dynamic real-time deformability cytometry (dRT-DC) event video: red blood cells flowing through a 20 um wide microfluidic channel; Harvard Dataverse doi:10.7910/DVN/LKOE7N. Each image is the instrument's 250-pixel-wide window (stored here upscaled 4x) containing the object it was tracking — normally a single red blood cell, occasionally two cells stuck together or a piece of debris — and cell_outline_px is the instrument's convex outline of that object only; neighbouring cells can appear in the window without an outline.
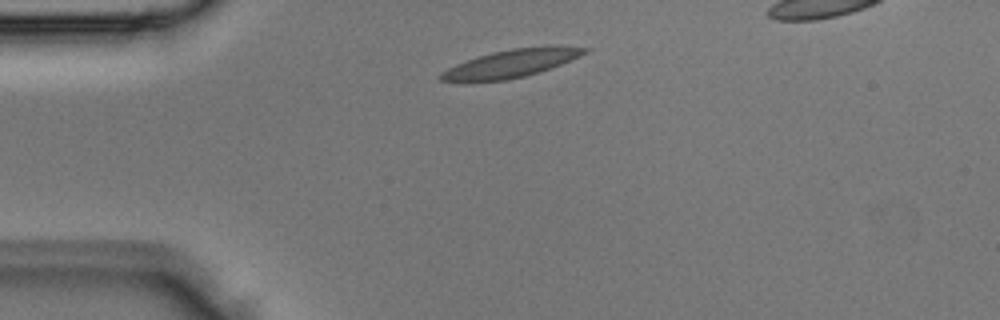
{"species": "Egyptian fruit bat (a non-hibernating species)", "species_latin": "Rousettus aegyptiacus", "temperature_condition": "room temperature", "stored_images_in_passage": 2, "camera_frame_rate_fps": 3000, "um_per_image_px": 0.085, "animal": {"sex": "male"}, "frame": {"image": 1, "passage_image": 1, "time_ms": 0.0, "image_size_px": [1000, 320], "cell_outline_px": [[592, 48], [588, 52], [580, 56], [560, 64], [524, 76], [504, 80], [440, 80], [436, 76], [440, 72], [456, 64], [492, 52], [512, 48], [548, 44]], "centroid_in_image_um": [43.53, 5.34], "position_along_channel_um": 41.5, "area_um2": 23.06}}